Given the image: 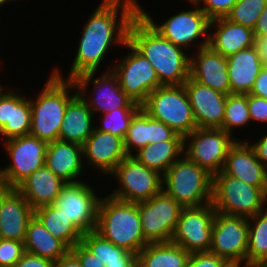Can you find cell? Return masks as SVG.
Wrapping results in <instances>:
<instances>
[{
    "label": "cell",
    "instance_id": "cell-6",
    "mask_svg": "<svg viewBox=\"0 0 267 267\" xmlns=\"http://www.w3.org/2000/svg\"><path fill=\"white\" fill-rule=\"evenodd\" d=\"M213 175L184 154L162 178V190L183 207L202 206L212 201Z\"/></svg>",
    "mask_w": 267,
    "mask_h": 267
},
{
    "label": "cell",
    "instance_id": "cell-20",
    "mask_svg": "<svg viewBox=\"0 0 267 267\" xmlns=\"http://www.w3.org/2000/svg\"><path fill=\"white\" fill-rule=\"evenodd\" d=\"M190 77L213 90L231 94L227 58L209 45L190 53Z\"/></svg>",
    "mask_w": 267,
    "mask_h": 267
},
{
    "label": "cell",
    "instance_id": "cell-9",
    "mask_svg": "<svg viewBox=\"0 0 267 267\" xmlns=\"http://www.w3.org/2000/svg\"><path fill=\"white\" fill-rule=\"evenodd\" d=\"M101 72L100 75L98 72H86L73 79L77 94L91 109L95 118L118 108H141V105L135 103L122 90L112 70ZM90 86L91 92H89Z\"/></svg>",
    "mask_w": 267,
    "mask_h": 267
},
{
    "label": "cell",
    "instance_id": "cell-25",
    "mask_svg": "<svg viewBox=\"0 0 267 267\" xmlns=\"http://www.w3.org/2000/svg\"><path fill=\"white\" fill-rule=\"evenodd\" d=\"M214 51L227 57L255 45L251 28L231 22L226 17L210 20L209 44Z\"/></svg>",
    "mask_w": 267,
    "mask_h": 267
},
{
    "label": "cell",
    "instance_id": "cell-51",
    "mask_svg": "<svg viewBox=\"0 0 267 267\" xmlns=\"http://www.w3.org/2000/svg\"><path fill=\"white\" fill-rule=\"evenodd\" d=\"M104 267H138V259H120L106 262Z\"/></svg>",
    "mask_w": 267,
    "mask_h": 267
},
{
    "label": "cell",
    "instance_id": "cell-38",
    "mask_svg": "<svg viewBox=\"0 0 267 267\" xmlns=\"http://www.w3.org/2000/svg\"><path fill=\"white\" fill-rule=\"evenodd\" d=\"M266 3L267 0H238L226 18L253 30Z\"/></svg>",
    "mask_w": 267,
    "mask_h": 267
},
{
    "label": "cell",
    "instance_id": "cell-47",
    "mask_svg": "<svg viewBox=\"0 0 267 267\" xmlns=\"http://www.w3.org/2000/svg\"><path fill=\"white\" fill-rule=\"evenodd\" d=\"M264 128H267V126ZM249 144L255 150L258 160L267 168V132H264L260 138L255 139L254 141H251L250 137Z\"/></svg>",
    "mask_w": 267,
    "mask_h": 267
},
{
    "label": "cell",
    "instance_id": "cell-4",
    "mask_svg": "<svg viewBox=\"0 0 267 267\" xmlns=\"http://www.w3.org/2000/svg\"><path fill=\"white\" fill-rule=\"evenodd\" d=\"M96 232L136 255L149 243L143 235L137 203L105 193L98 207Z\"/></svg>",
    "mask_w": 267,
    "mask_h": 267
},
{
    "label": "cell",
    "instance_id": "cell-41",
    "mask_svg": "<svg viewBox=\"0 0 267 267\" xmlns=\"http://www.w3.org/2000/svg\"><path fill=\"white\" fill-rule=\"evenodd\" d=\"M166 140H184L163 122L153 119L148 115V144Z\"/></svg>",
    "mask_w": 267,
    "mask_h": 267
},
{
    "label": "cell",
    "instance_id": "cell-1",
    "mask_svg": "<svg viewBox=\"0 0 267 267\" xmlns=\"http://www.w3.org/2000/svg\"><path fill=\"white\" fill-rule=\"evenodd\" d=\"M101 2V3H100ZM89 15L81 30L76 44L74 59L70 71L66 74L61 67L52 68L59 78L73 80L86 72L102 70L105 58H108L112 47L121 48L127 42V31L130 21L138 14L139 0H101ZM109 53V54H108ZM104 60V61H103ZM101 67V68H100ZM100 69V70H99Z\"/></svg>",
    "mask_w": 267,
    "mask_h": 267
},
{
    "label": "cell",
    "instance_id": "cell-23",
    "mask_svg": "<svg viewBox=\"0 0 267 267\" xmlns=\"http://www.w3.org/2000/svg\"><path fill=\"white\" fill-rule=\"evenodd\" d=\"M34 209L16 189L10 188L0 200V238L24 241Z\"/></svg>",
    "mask_w": 267,
    "mask_h": 267
},
{
    "label": "cell",
    "instance_id": "cell-21",
    "mask_svg": "<svg viewBox=\"0 0 267 267\" xmlns=\"http://www.w3.org/2000/svg\"><path fill=\"white\" fill-rule=\"evenodd\" d=\"M184 87L193 109L197 127L221 128L227 95L202 85L191 77L185 81Z\"/></svg>",
    "mask_w": 267,
    "mask_h": 267
},
{
    "label": "cell",
    "instance_id": "cell-26",
    "mask_svg": "<svg viewBox=\"0 0 267 267\" xmlns=\"http://www.w3.org/2000/svg\"><path fill=\"white\" fill-rule=\"evenodd\" d=\"M226 58L231 94L250 93L258 74L265 66L257 47L254 45Z\"/></svg>",
    "mask_w": 267,
    "mask_h": 267
},
{
    "label": "cell",
    "instance_id": "cell-30",
    "mask_svg": "<svg viewBox=\"0 0 267 267\" xmlns=\"http://www.w3.org/2000/svg\"><path fill=\"white\" fill-rule=\"evenodd\" d=\"M184 140H166L148 144L138 150L133 157L162 176L182 155Z\"/></svg>",
    "mask_w": 267,
    "mask_h": 267
},
{
    "label": "cell",
    "instance_id": "cell-54",
    "mask_svg": "<svg viewBox=\"0 0 267 267\" xmlns=\"http://www.w3.org/2000/svg\"><path fill=\"white\" fill-rule=\"evenodd\" d=\"M243 267H267V263H254L250 265H243Z\"/></svg>",
    "mask_w": 267,
    "mask_h": 267
},
{
    "label": "cell",
    "instance_id": "cell-43",
    "mask_svg": "<svg viewBox=\"0 0 267 267\" xmlns=\"http://www.w3.org/2000/svg\"><path fill=\"white\" fill-rule=\"evenodd\" d=\"M247 104L252 124L259 122L267 126V99L247 94Z\"/></svg>",
    "mask_w": 267,
    "mask_h": 267
},
{
    "label": "cell",
    "instance_id": "cell-55",
    "mask_svg": "<svg viewBox=\"0 0 267 267\" xmlns=\"http://www.w3.org/2000/svg\"><path fill=\"white\" fill-rule=\"evenodd\" d=\"M227 267H243L241 264H229Z\"/></svg>",
    "mask_w": 267,
    "mask_h": 267
},
{
    "label": "cell",
    "instance_id": "cell-13",
    "mask_svg": "<svg viewBox=\"0 0 267 267\" xmlns=\"http://www.w3.org/2000/svg\"><path fill=\"white\" fill-rule=\"evenodd\" d=\"M47 142L31 135L3 141L5 153L10 161L0 166V179L10 188H16L36 169L45 165Z\"/></svg>",
    "mask_w": 267,
    "mask_h": 267
},
{
    "label": "cell",
    "instance_id": "cell-29",
    "mask_svg": "<svg viewBox=\"0 0 267 267\" xmlns=\"http://www.w3.org/2000/svg\"><path fill=\"white\" fill-rule=\"evenodd\" d=\"M24 247L25 252L54 262L70 250L62 241L50 234L35 216L28 223Z\"/></svg>",
    "mask_w": 267,
    "mask_h": 267
},
{
    "label": "cell",
    "instance_id": "cell-24",
    "mask_svg": "<svg viewBox=\"0 0 267 267\" xmlns=\"http://www.w3.org/2000/svg\"><path fill=\"white\" fill-rule=\"evenodd\" d=\"M45 166L66 183L83 181L85 174L82 145L56 140L47 144Z\"/></svg>",
    "mask_w": 267,
    "mask_h": 267
},
{
    "label": "cell",
    "instance_id": "cell-3",
    "mask_svg": "<svg viewBox=\"0 0 267 267\" xmlns=\"http://www.w3.org/2000/svg\"><path fill=\"white\" fill-rule=\"evenodd\" d=\"M48 76L37 96L34 98L30 96L31 129L29 133L47 143L59 140L66 107L77 95L73 80L59 78L52 71Z\"/></svg>",
    "mask_w": 267,
    "mask_h": 267
},
{
    "label": "cell",
    "instance_id": "cell-8",
    "mask_svg": "<svg viewBox=\"0 0 267 267\" xmlns=\"http://www.w3.org/2000/svg\"><path fill=\"white\" fill-rule=\"evenodd\" d=\"M141 108L183 138L197 128L193 109L183 85H162L152 91Z\"/></svg>",
    "mask_w": 267,
    "mask_h": 267
},
{
    "label": "cell",
    "instance_id": "cell-17",
    "mask_svg": "<svg viewBox=\"0 0 267 267\" xmlns=\"http://www.w3.org/2000/svg\"><path fill=\"white\" fill-rule=\"evenodd\" d=\"M215 214L212 203L183 207L171 242L190 254L209 252Z\"/></svg>",
    "mask_w": 267,
    "mask_h": 267
},
{
    "label": "cell",
    "instance_id": "cell-35",
    "mask_svg": "<svg viewBox=\"0 0 267 267\" xmlns=\"http://www.w3.org/2000/svg\"><path fill=\"white\" fill-rule=\"evenodd\" d=\"M251 124L247 94L227 95L223 123L220 129L225 130L233 136L236 134L235 130L245 129L246 127L248 129Z\"/></svg>",
    "mask_w": 267,
    "mask_h": 267
},
{
    "label": "cell",
    "instance_id": "cell-48",
    "mask_svg": "<svg viewBox=\"0 0 267 267\" xmlns=\"http://www.w3.org/2000/svg\"><path fill=\"white\" fill-rule=\"evenodd\" d=\"M254 38H261L267 36V3L262 11L256 26L253 29Z\"/></svg>",
    "mask_w": 267,
    "mask_h": 267
},
{
    "label": "cell",
    "instance_id": "cell-7",
    "mask_svg": "<svg viewBox=\"0 0 267 267\" xmlns=\"http://www.w3.org/2000/svg\"><path fill=\"white\" fill-rule=\"evenodd\" d=\"M211 203L216 212L249 218L267 208V187L248 185L220 171L213 175Z\"/></svg>",
    "mask_w": 267,
    "mask_h": 267
},
{
    "label": "cell",
    "instance_id": "cell-18",
    "mask_svg": "<svg viewBox=\"0 0 267 267\" xmlns=\"http://www.w3.org/2000/svg\"><path fill=\"white\" fill-rule=\"evenodd\" d=\"M82 148L85 169L89 170V166L92 167L91 171L96 169L95 172L104 176V179L128 156L123 138L97 129H94Z\"/></svg>",
    "mask_w": 267,
    "mask_h": 267
},
{
    "label": "cell",
    "instance_id": "cell-14",
    "mask_svg": "<svg viewBox=\"0 0 267 267\" xmlns=\"http://www.w3.org/2000/svg\"><path fill=\"white\" fill-rule=\"evenodd\" d=\"M66 183L53 205L82 232L96 231L101 195L89 181Z\"/></svg>",
    "mask_w": 267,
    "mask_h": 267
},
{
    "label": "cell",
    "instance_id": "cell-44",
    "mask_svg": "<svg viewBox=\"0 0 267 267\" xmlns=\"http://www.w3.org/2000/svg\"><path fill=\"white\" fill-rule=\"evenodd\" d=\"M70 251L77 257L81 267H104L102 261H99L81 243H77Z\"/></svg>",
    "mask_w": 267,
    "mask_h": 267
},
{
    "label": "cell",
    "instance_id": "cell-39",
    "mask_svg": "<svg viewBox=\"0 0 267 267\" xmlns=\"http://www.w3.org/2000/svg\"><path fill=\"white\" fill-rule=\"evenodd\" d=\"M24 253V241L0 238V267H14Z\"/></svg>",
    "mask_w": 267,
    "mask_h": 267
},
{
    "label": "cell",
    "instance_id": "cell-37",
    "mask_svg": "<svg viewBox=\"0 0 267 267\" xmlns=\"http://www.w3.org/2000/svg\"><path fill=\"white\" fill-rule=\"evenodd\" d=\"M139 109L140 108H118L98 115L101 123L97 124L96 122L95 129L103 132H110L124 139L131 119Z\"/></svg>",
    "mask_w": 267,
    "mask_h": 267
},
{
    "label": "cell",
    "instance_id": "cell-53",
    "mask_svg": "<svg viewBox=\"0 0 267 267\" xmlns=\"http://www.w3.org/2000/svg\"><path fill=\"white\" fill-rule=\"evenodd\" d=\"M13 2H17V0H0V10L2 9V7H4L7 4H12ZM19 2V0H18Z\"/></svg>",
    "mask_w": 267,
    "mask_h": 267
},
{
    "label": "cell",
    "instance_id": "cell-5",
    "mask_svg": "<svg viewBox=\"0 0 267 267\" xmlns=\"http://www.w3.org/2000/svg\"><path fill=\"white\" fill-rule=\"evenodd\" d=\"M188 3L187 6L190 8L178 10L161 23L150 15L151 12H146L147 9L144 10L140 2H138V13L162 37L191 53L190 51L208 46L210 19L193 0Z\"/></svg>",
    "mask_w": 267,
    "mask_h": 267
},
{
    "label": "cell",
    "instance_id": "cell-34",
    "mask_svg": "<svg viewBox=\"0 0 267 267\" xmlns=\"http://www.w3.org/2000/svg\"><path fill=\"white\" fill-rule=\"evenodd\" d=\"M80 243L104 265L106 262L120 259H138L137 255L125 248L116 246L96 231L83 233Z\"/></svg>",
    "mask_w": 267,
    "mask_h": 267
},
{
    "label": "cell",
    "instance_id": "cell-32",
    "mask_svg": "<svg viewBox=\"0 0 267 267\" xmlns=\"http://www.w3.org/2000/svg\"><path fill=\"white\" fill-rule=\"evenodd\" d=\"M34 216L50 234L62 241L69 249L80 243L83 233L53 204L36 208Z\"/></svg>",
    "mask_w": 267,
    "mask_h": 267
},
{
    "label": "cell",
    "instance_id": "cell-46",
    "mask_svg": "<svg viewBox=\"0 0 267 267\" xmlns=\"http://www.w3.org/2000/svg\"><path fill=\"white\" fill-rule=\"evenodd\" d=\"M249 94L267 99V65L261 69Z\"/></svg>",
    "mask_w": 267,
    "mask_h": 267
},
{
    "label": "cell",
    "instance_id": "cell-16",
    "mask_svg": "<svg viewBox=\"0 0 267 267\" xmlns=\"http://www.w3.org/2000/svg\"><path fill=\"white\" fill-rule=\"evenodd\" d=\"M137 205L145 239L149 243L171 241L183 206L163 190Z\"/></svg>",
    "mask_w": 267,
    "mask_h": 267
},
{
    "label": "cell",
    "instance_id": "cell-12",
    "mask_svg": "<svg viewBox=\"0 0 267 267\" xmlns=\"http://www.w3.org/2000/svg\"><path fill=\"white\" fill-rule=\"evenodd\" d=\"M236 140L239 138L220 128L197 127L184 137L183 154L214 175L222 171L228 151Z\"/></svg>",
    "mask_w": 267,
    "mask_h": 267
},
{
    "label": "cell",
    "instance_id": "cell-28",
    "mask_svg": "<svg viewBox=\"0 0 267 267\" xmlns=\"http://www.w3.org/2000/svg\"><path fill=\"white\" fill-rule=\"evenodd\" d=\"M98 121L91 109L77 94L67 105L59 132V140L83 145Z\"/></svg>",
    "mask_w": 267,
    "mask_h": 267
},
{
    "label": "cell",
    "instance_id": "cell-45",
    "mask_svg": "<svg viewBox=\"0 0 267 267\" xmlns=\"http://www.w3.org/2000/svg\"><path fill=\"white\" fill-rule=\"evenodd\" d=\"M14 267H54V261L25 252Z\"/></svg>",
    "mask_w": 267,
    "mask_h": 267
},
{
    "label": "cell",
    "instance_id": "cell-40",
    "mask_svg": "<svg viewBox=\"0 0 267 267\" xmlns=\"http://www.w3.org/2000/svg\"><path fill=\"white\" fill-rule=\"evenodd\" d=\"M210 20L226 17L238 0H193Z\"/></svg>",
    "mask_w": 267,
    "mask_h": 267
},
{
    "label": "cell",
    "instance_id": "cell-31",
    "mask_svg": "<svg viewBox=\"0 0 267 267\" xmlns=\"http://www.w3.org/2000/svg\"><path fill=\"white\" fill-rule=\"evenodd\" d=\"M190 253L175 243H148L138 254V267H186Z\"/></svg>",
    "mask_w": 267,
    "mask_h": 267
},
{
    "label": "cell",
    "instance_id": "cell-15",
    "mask_svg": "<svg viewBox=\"0 0 267 267\" xmlns=\"http://www.w3.org/2000/svg\"><path fill=\"white\" fill-rule=\"evenodd\" d=\"M249 226L248 218L216 212L209 252L229 264L246 265Z\"/></svg>",
    "mask_w": 267,
    "mask_h": 267
},
{
    "label": "cell",
    "instance_id": "cell-22",
    "mask_svg": "<svg viewBox=\"0 0 267 267\" xmlns=\"http://www.w3.org/2000/svg\"><path fill=\"white\" fill-rule=\"evenodd\" d=\"M222 171L256 187H267V168L258 160L248 138L230 147Z\"/></svg>",
    "mask_w": 267,
    "mask_h": 267
},
{
    "label": "cell",
    "instance_id": "cell-11",
    "mask_svg": "<svg viewBox=\"0 0 267 267\" xmlns=\"http://www.w3.org/2000/svg\"><path fill=\"white\" fill-rule=\"evenodd\" d=\"M128 49L127 55L115 60L105 71L117 76L122 90L137 104L142 105L148 95L162 86L153 65L138 53L128 42L123 49Z\"/></svg>",
    "mask_w": 267,
    "mask_h": 267
},
{
    "label": "cell",
    "instance_id": "cell-19",
    "mask_svg": "<svg viewBox=\"0 0 267 267\" xmlns=\"http://www.w3.org/2000/svg\"><path fill=\"white\" fill-rule=\"evenodd\" d=\"M30 129L31 104L29 96L25 97L15 87L5 88L0 94L1 141L29 135Z\"/></svg>",
    "mask_w": 267,
    "mask_h": 267
},
{
    "label": "cell",
    "instance_id": "cell-2",
    "mask_svg": "<svg viewBox=\"0 0 267 267\" xmlns=\"http://www.w3.org/2000/svg\"><path fill=\"white\" fill-rule=\"evenodd\" d=\"M127 42L153 65L161 85H183L190 77V53L162 37L139 13L130 21Z\"/></svg>",
    "mask_w": 267,
    "mask_h": 267
},
{
    "label": "cell",
    "instance_id": "cell-50",
    "mask_svg": "<svg viewBox=\"0 0 267 267\" xmlns=\"http://www.w3.org/2000/svg\"><path fill=\"white\" fill-rule=\"evenodd\" d=\"M255 46L264 65H267V36L255 39Z\"/></svg>",
    "mask_w": 267,
    "mask_h": 267
},
{
    "label": "cell",
    "instance_id": "cell-33",
    "mask_svg": "<svg viewBox=\"0 0 267 267\" xmlns=\"http://www.w3.org/2000/svg\"><path fill=\"white\" fill-rule=\"evenodd\" d=\"M246 265L267 263V208L248 218Z\"/></svg>",
    "mask_w": 267,
    "mask_h": 267
},
{
    "label": "cell",
    "instance_id": "cell-36",
    "mask_svg": "<svg viewBox=\"0 0 267 267\" xmlns=\"http://www.w3.org/2000/svg\"><path fill=\"white\" fill-rule=\"evenodd\" d=\"M123 140L129 156L148 145V114L142 108L132 117Z\"/></svg>",
    "mask_w": 267,
    "mask_h": 267
},
{
    "label": "cell",
    "instance_id": "cell-56",
    "mask_svg": "<svg viewBox=\"0 0 267 267\" xmlns=\"http://www.w3.org/2000/svg\"><path fill=\"white\" fill-rule=\"evenodd\" d=\"M0 71H3L2 69ZM7 88L6 86L0 84V94L2 93V91Z\"/></svg>",
    "mask_w": 267,
    "mask_h": 267
},
{
    "label": "cell",
    "instance_id": "cell-57",
    "mask_svg": "<svg viewBox=\"0 0 267 267\" xmlns=\"http://www.w3.org/2000/svg\"><path fill=\"white\" fill-rule=\"evenodd\" d=\"M0 60H1V58H0ZM4 60H5V59L2 58V61H0V67H1V69L3 68V65L1 66V64H3V62L5 63ZM1 69H0V70H1Z\"/></svg>",
    "mask_w": 267,
    "mask_h": 267
},
{
    "label": "cell",
    "instance_id": "cell-42",
    "mask_svg": "<svg viewBox=\"0 0 267 267\" xmlns=\"http://www.w3.org/2000/svg\"><path fill=\"white\" fill-rule=\"evenodd\" d=\"M229 263L211 252L191 253L186 267H227Z\"/></svg>",
    "mask_w": 267,
    "mask_h": 267
},
{
    "label": "cell",
    "instance_id": "cell-10",
    "mask_svg": "<svg viewBox=\"0 0 267 267\" xmlns=\"http://www.w3.org/2000/svg\"><path fill=\"white\" fill-rule=\"evenodd\" d=\"M108 176L116 180L118 185L112 189L113 192L106 194L122 201H147L162 191L163 176L133 156L128 155Z\"/></svg>",
    "mask_w": 267,
    "mask_h": 267
},
{
    "label": "cell",
    "instance_id": "cell-49",
    "mask_svg": "<svg viewBox=\"0 0 267 267\" xmlns=\"http://www.w3.org/2000/svg\"><path fill=\"white\" fill-rule=\"evenodd\" d=\"M54 267H81L77 257L69 250L64 256L54 262Z\"/></svg>",
    "mask_w": 267,
    "mask_h": 267
},
{
    "label": "cell",
    "instance_id": "cell-27",
    "mask_svg": "<svg viewBox=\"0 0 267 267\" xmlns=\"http://www.w3.org/2000/svg\"><path fill=\"white\" fill-rule=\"evenodd\" d=\"M65 184V181L44 165L36 169L16 189L35 210L38 207L53 204Z\"/></svg>",
    "mask_w": 267,
    "mask_h": 267
},
{
    "label": "cell",
    "instance_id": "cell-52",
    "mask_svg": "<svg viewBox=\"0 0 267 267\" xmlns=\"http://www.w3.org/2000/svg\"><path fill=\"white\" fill-rule=\"evenodd\" d=\"M9 189L10 187L3 180L0 179V200Z\"/></svg>",
    "mask_w": 267,
    "mask_h": 267
}]
</instances>
